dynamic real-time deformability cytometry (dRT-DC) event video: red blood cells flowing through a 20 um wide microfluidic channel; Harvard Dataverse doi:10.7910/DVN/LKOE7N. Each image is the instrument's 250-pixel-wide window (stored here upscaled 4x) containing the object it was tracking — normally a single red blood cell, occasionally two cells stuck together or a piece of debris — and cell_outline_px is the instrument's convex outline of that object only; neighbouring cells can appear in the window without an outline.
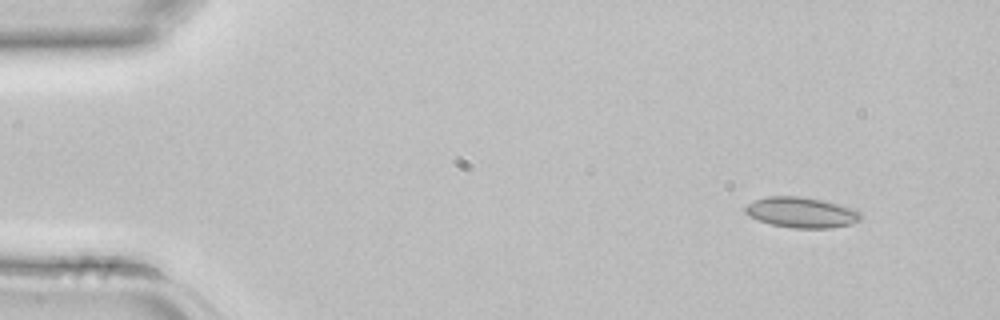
{"species": "common noctule bat (a hibernating species)", "species_latin": "Nyctalus noctula", "temperature_condition": "room temperature", "stored_images_in_passage": 3, "camera_frame_rate_fps": 3000, "um_per_image_px": 0.085, "animal": {"sex": "female", "body_mass_g": 22.7, "forearm_length_mm": 54.2}, "frame": {"image": 1, "passage_image": 1, "time_ms": 0.0, "image_size_px": [1000, 320], "cell_outline_px": [[864, 216], [860, 220], [852, 224], [832, 228], [792, 228], [772, 224], [748, 216], [744, 212], [744, 208], [748, 204], [756, 200], [768, 196], [800, 196], [824, 200], [856, 208]], "centroid_in_image_um": [68.19, 18.05], "position_along_channel_um": 16.8, "area_um2": 20.81}}
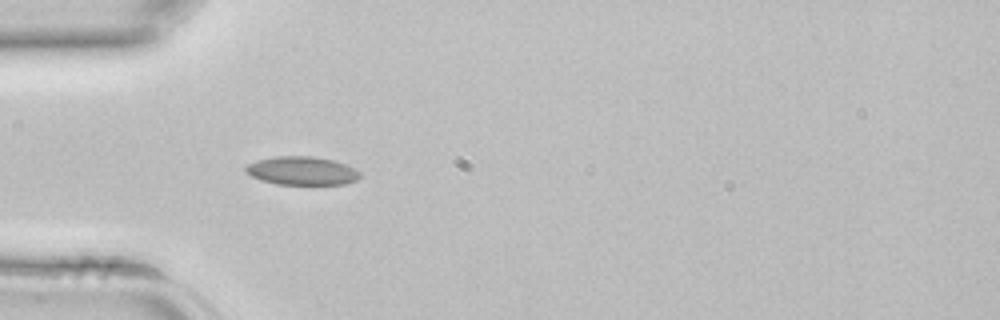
{"frame": {"image": 2, "passage_image": 3, "time_ms": 0.667, "image_size_px": [1000, 320], "cell_outline_px": [[360, 176], [356, 180], [344, 184], [276, 184], [260, 180], [244, 172], [244, 168], [248, 164], [256, 160], [276, 156], [312, 156], [332, 160], [344, 164], [360, 172]], "centroid_in_image_um": [25.61, 14.51], "position_along_channel_um": 59.4, "area_um2": 18.84}}